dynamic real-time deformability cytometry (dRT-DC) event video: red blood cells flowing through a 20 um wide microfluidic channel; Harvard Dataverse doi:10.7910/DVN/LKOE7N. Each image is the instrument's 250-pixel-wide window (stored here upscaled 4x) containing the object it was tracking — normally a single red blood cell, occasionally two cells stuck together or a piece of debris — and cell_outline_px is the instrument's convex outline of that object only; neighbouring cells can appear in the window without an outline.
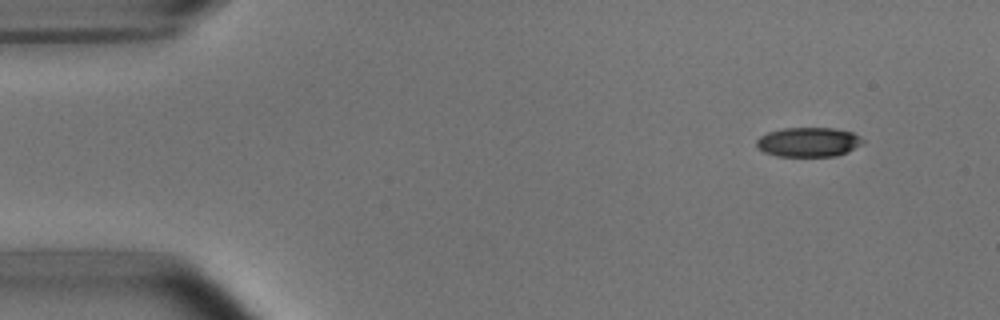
{"species": "common noctule bat (a hibernating species)", "species_latin": "Nyctalus noctula", "temperature_condition": "room temperature", "stored_images_in_passage": 5, "camera_frame_rate_fps": 3000, "um_per_image_px": 0.085, "animal": {"sex": "male", "body_mass_g": 15.6}, "frame": {"image": 1, "passage_image": 1, "time_ms": 0.0, "image_size_px": [1000, 320], "cell_outline_px": [[864, 144], [848, 152], [836, 156], [776, 156], [764, 152], [756, 148], [756, 140], [760, 136], [768, 132], [784, 128], [836, 128], [852, 132], [860, 136], [864, 140]], "centroid_in_image_um": [68.74, 12.08], "position_along_channel_um": 16.3, "area_um2": 18.5}}
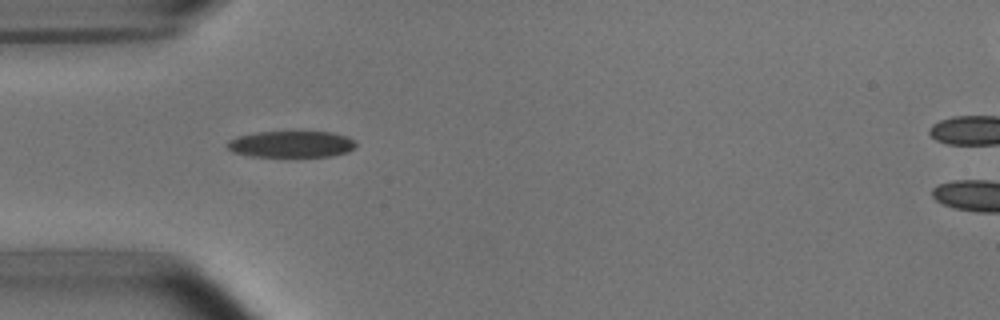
{"frame": {"image": 2, "passage_image": 4, "time_ms": 3.667, "image_size_px": [1000, 320], "cell_outline_px": [[356, 144], [348, 152], [332, 156], [248, 156], [232, 152], [224, 144], [228, 140], [236, 136], [256, 132], [300, 128], [332, 132], [348, 136]], "centroid_in_image_um": [24.72, 12.19], "position_along_channel_um": 60.3, "area_um2": 20.98}}